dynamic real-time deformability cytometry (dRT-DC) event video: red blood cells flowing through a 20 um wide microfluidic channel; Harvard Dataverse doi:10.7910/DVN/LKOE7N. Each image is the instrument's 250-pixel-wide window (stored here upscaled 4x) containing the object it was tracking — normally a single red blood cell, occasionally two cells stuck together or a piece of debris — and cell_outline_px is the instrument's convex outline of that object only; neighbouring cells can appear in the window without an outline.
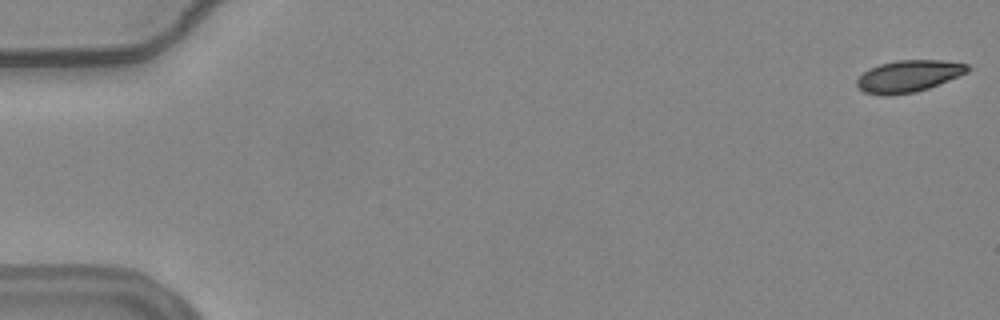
{"species": "common noctule bat (a hibernating species)", "species_latin": "Nyctalus noctula", "temperature_condition": "warm", "stored_images_in_passage": 56, "camera_frame_rate_fps": 3000, "um_per_image_px": 0.085, "animal": {"sex": "female", "body_mass_g": 24.6, "forearm_length_mm": 56.2}, "frame": {"image": 1, "passage_image": 1, "time_ms": 0.0, "image_size_px": [1000, 320], "cell_outline_px": [[976, 68], [968, 72], [928, 88], [916, 92], [888, 96], [884, 96], [864, 92], [856, 88], [856, 80], [864, 72], [880, 64], [896, 60], [940, 60], [968, 64]], "centroid_in_image_um": [77.24, 6.48], "position_along_channel_um": 7.8, "area_um2": 20.69}}
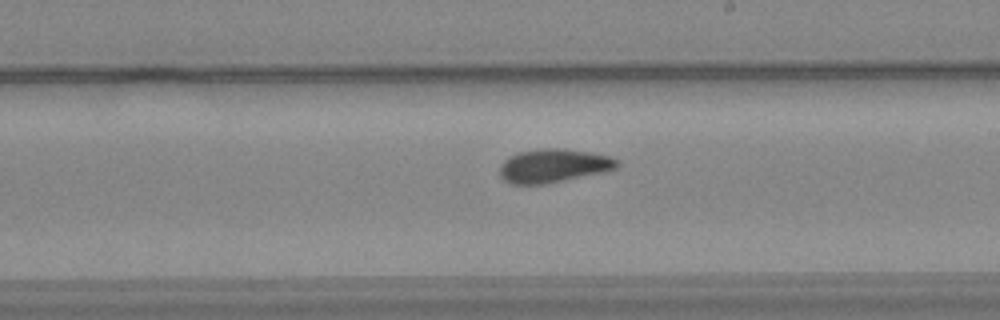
{"frame": {"image": 2, "passage_image": 33, "time_ms": 10.667, "image_size_px": [1000, 320], "cell_outline_px": [[620, 164], [616, 168], [604, 172], [544, 184], [512, 184], [504, 180], [500, 176], [500, 164], [504, 160], [516, 152], [540, 148], [564, 148], [588, 152], [608, 156], [620, 160]], "centroid_in_image_um": [47.03, 14.08], "position_along_channel_um": 242.0, "area_um2": 23.06}}
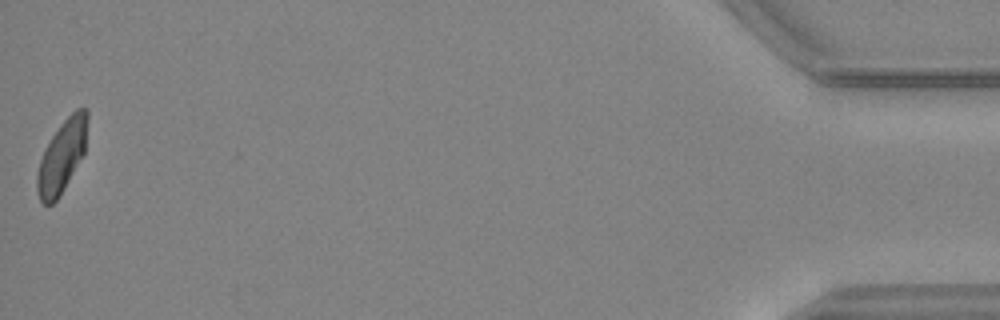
{"frame": {"image": 3, "passage_image": 56, "time_ms": 18.333, "image_size_px": [1000, 320], "cell_outline_px": [[88, 120], [84, 152], [60, 196], [52, 204], [44, 204], [40, 200], [36, 188], [36, 176], [40, 160], [44, 148], [60, 124], [76, 108], [88, 108]], "centroid_in_image_um": [5.25, 13.27], "position_along_channel_um": 429.9, "area_um2": 21.1}, "authors_computed_cell_mechanics": {"area_um2": 22.0218, "velocity_mm_per_s": 3.7142, "shape_relaxation_time_tau1_ms": 8.2026, "shape_relaxation_time_tau2_ms": 2.6004, "deformation_change_tau1": 0.1766, "deformation_change_tau2": 0.0659}}